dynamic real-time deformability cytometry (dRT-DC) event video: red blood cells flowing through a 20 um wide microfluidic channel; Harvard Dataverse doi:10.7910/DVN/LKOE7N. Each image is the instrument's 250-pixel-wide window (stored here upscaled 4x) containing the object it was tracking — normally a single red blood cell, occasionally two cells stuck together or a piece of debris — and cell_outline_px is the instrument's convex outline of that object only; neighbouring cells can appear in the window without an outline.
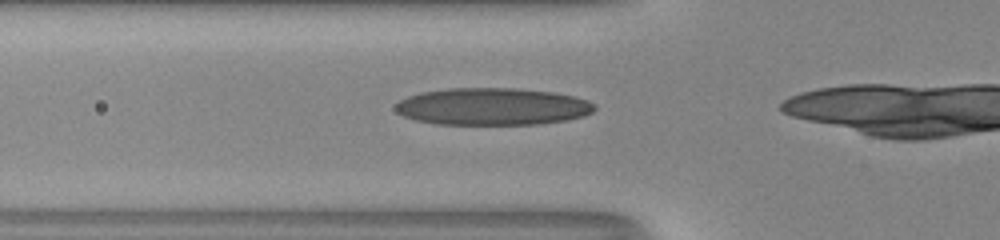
{"species": "human", "species_latin": "Homo sapiens", "temperature_condition": "room temperature", "stored_images_in_passage": 35, "camera_frame_rate_fps": 3000, "um_per_image_px": 0.085, "donor": {"sex": "male"}, "frame": {"image": 1, "passage_image": 11, "time_ms": 3.333, "image_size_px": [1000, 240], "cell_outline_px": [[596, 108], [592, 112], [584, 116], [568, 120], [536, 124], [436, 124], [416, 120], [404, 116], [396, 112], [396, 104], [400, 100], [408, 96], [420, 92], [448, 88], [516, 88], [552, 92], [572, 96], [588, 100], [596, 104]], "centroid_in_image_um": [41.87, 9.05], "position_along_channel_um": 83.9, "area_um2": 43.23}}